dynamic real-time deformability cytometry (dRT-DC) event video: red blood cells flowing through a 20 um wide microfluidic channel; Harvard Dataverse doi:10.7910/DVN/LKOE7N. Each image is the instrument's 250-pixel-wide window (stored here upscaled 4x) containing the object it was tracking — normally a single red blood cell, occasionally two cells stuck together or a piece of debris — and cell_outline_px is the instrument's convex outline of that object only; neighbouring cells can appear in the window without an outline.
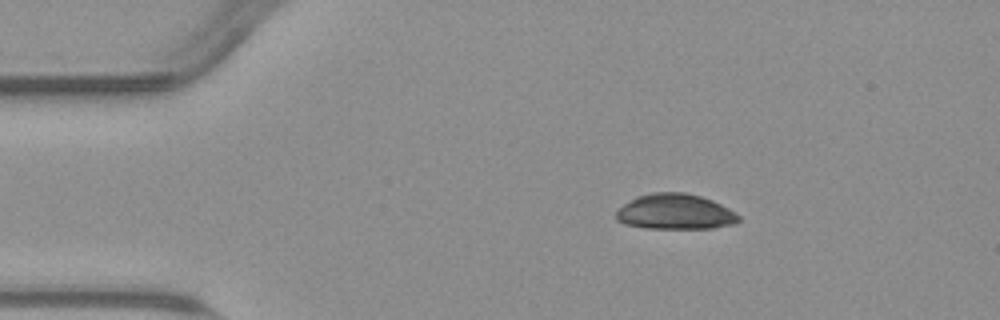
{"species": "common noctule bat (a hibernating species)", "species_latin": "Nyctalus noctula", "temperature_condition": "warm", "stored_images_in_passage": 46, "camera_frame_rate_fps": 3000, "um_per_image_px": 0.085, "animal": {"sex": "male", "body_mass_g": 23.1, "forearm_length_mm": 52.7}, "frame": {"image": 1, "passage_image": 1, "time_ms": 0.0, "image_size_px": [1000, 320], "cell_outline_px": [[740, 220], [736, 224], [712, 228], [648, 228], [624, 224], [616, 220], [616, 212], [624, 204], [636, 196], [652, 192], [684, 192], [700, 196], [712, 200], [736, 212], [740, 216]], "centroid_in_image_um": [57.4, 18.0], "position_along_channel_um": 27.6, "area_um2": 25.37}}
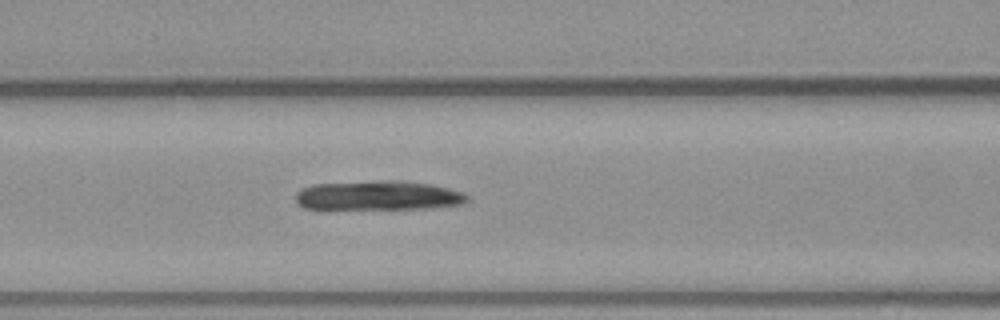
{"frame": {"image": 2, "passage_image": 14, "time_ms": 4.333, "image_size_px": [1000, 320], "cell_outline_px": [[468, 200], [464, 204], [428, 208], [304, 208], [296, 204], [296, 192], [312, 184], [388, 180], [404, 180], [432, 184], [464, 192], [468, 196]], "centroid_in_image_um": [32.19, 16.6], "position_along_channel_um": 134.4, "area_um2": 29.3}}
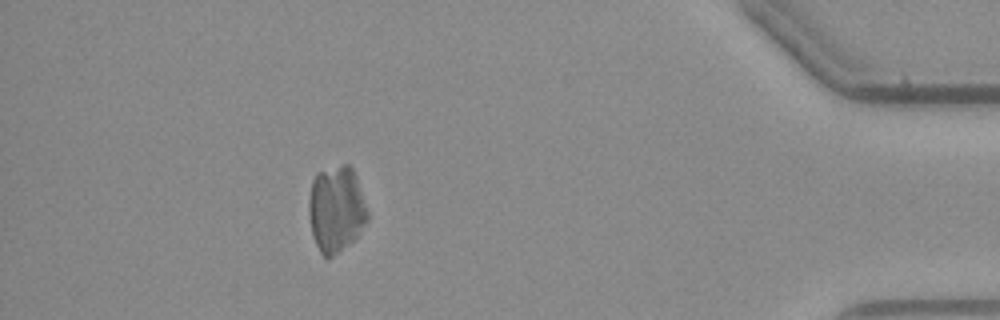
{"frame": {"image": 3, "passage_image": 40, "time_ms": 13.0, "image_size_px": [1000, 320], "cell_outline_px": [[368, 220], [356, 236], [340, 252], [328, 260], [320, 252], [316, 244], [312, 232], [308, 212], [308, 200], [312, 180], [316, 172], [340, 164], [348, 164], [352, 168], [356, 176], [368, 212]], "centroid_in_image_um": [28.55, 17.76], "position_along_channel_um": 406.6, "area_um2": 29.65}}